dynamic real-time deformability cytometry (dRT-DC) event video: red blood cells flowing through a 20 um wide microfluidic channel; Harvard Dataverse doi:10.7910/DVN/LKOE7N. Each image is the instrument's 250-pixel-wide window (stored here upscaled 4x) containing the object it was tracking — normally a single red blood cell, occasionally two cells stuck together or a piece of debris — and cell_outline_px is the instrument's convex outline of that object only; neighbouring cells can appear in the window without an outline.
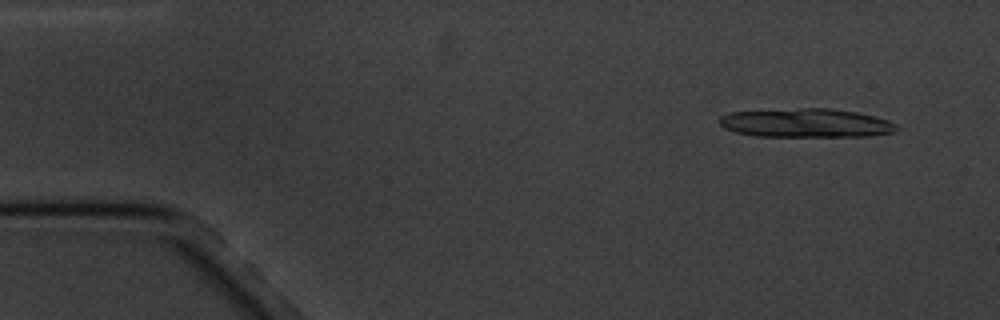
{"species": "common noctule bat (a hibernating species)", "species_latin": "Nyctalus noctula", "temperature_condition": "cold", "stored_images_in_passage": 5, "camera_frame_rate_fps": 3000, "um_per_image_px": 0.085, "animal": {"sex": "male", "body_mass_g": 20.1, "forearm_length_mm": 53.5}, "frame": {"image": 1, "passage_image": 1, "time_ms": 0.0, "image_size_px": [1000, 320], "cell_outline_px": [[900, 128], [892, 132], [868, 136], [756, 136], [736, 132], [724, 128], [720, 124], [720, 116], [732, 112], [800, 108], [828, 108], [856, 112], [888, 120], [896, 124]], "centroid_in_image_um": [68.51, 10.45], "position_along_channel_um": 16.5, "area_um2": 29.54}}
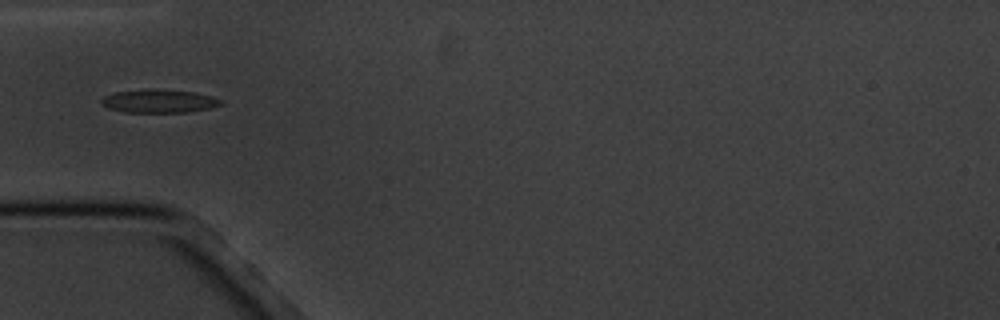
{"frame": {"image": 2, "passage_image": 4, "time_ms": 4.667, "image_size_px": [1000, 320], "cell_outline_px": [[224, 104], [208, 108], [188, 112], [124, 112], [108, 108], [100, 104], [100, 100], [104, 96], [116, 92], [144, 88], [152, 88], [196, 92], [224, 100]], "centroid_in_image_um": [13.5, 8.58], "position_along_channel_um": 71.5, "area_um2": 16.47}}
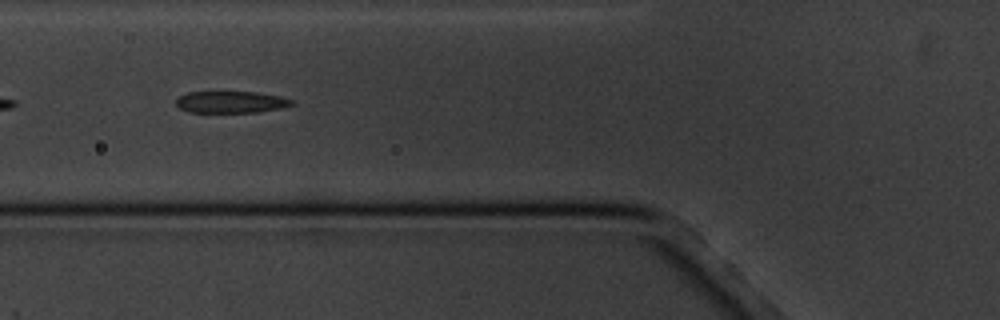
{"frame": {"image": 3, "passage_image": 5, "time_ms": 5.667, "image_size_px": [1000, 320], "cell_outline_px": [[296, 104], [280, 108], [256, 112], [188, 112], [180, 108], [176, 104], [176, 100], [180, 96], [188, 92], [260, 92], [280, 96], [292, 100]], "centroid_in_image_um": [19.65, 8.67], "position_along_channel_um": 106.2, "area_um2": 14.62}}